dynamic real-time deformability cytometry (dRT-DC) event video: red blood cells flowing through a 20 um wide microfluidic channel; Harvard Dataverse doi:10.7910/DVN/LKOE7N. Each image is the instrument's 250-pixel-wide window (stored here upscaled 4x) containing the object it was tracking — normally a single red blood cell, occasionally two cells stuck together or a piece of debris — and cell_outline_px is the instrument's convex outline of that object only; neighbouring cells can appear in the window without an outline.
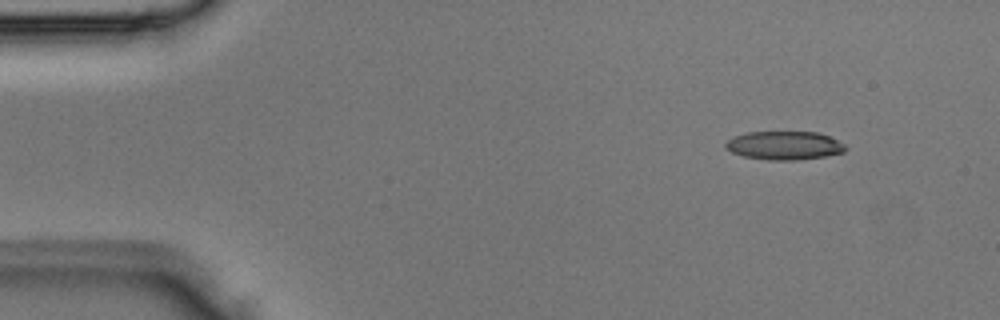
{"species": "Egyptian fruit bat (a non-hibernating species)", "species_latin": "Rousettus aegyptiacus", "temperature_condition": "room temperature", "stored_images_in_passage": 3, "camera_frame_rate_fps": 3000, "um_per_image_px": 0.085, "animal": {"sex": "male"}, "frame": {"image": 1, "passage_image": 1, "time_ms": 0.0, "image_size_px": [1000, 320], "cell_outline_px": [[848, 148], [844, 152], [824, 156], [796, 160], [768, 160], [744, 156], [732, 152], [724, 144], [732, 136], [748, 132], [816, 132], [828, 136], [844, 144]], "centroid_in_image_um": [66.66, 12.36], "position_along_channel_um": 18.3, "area_um2": 19.77}}